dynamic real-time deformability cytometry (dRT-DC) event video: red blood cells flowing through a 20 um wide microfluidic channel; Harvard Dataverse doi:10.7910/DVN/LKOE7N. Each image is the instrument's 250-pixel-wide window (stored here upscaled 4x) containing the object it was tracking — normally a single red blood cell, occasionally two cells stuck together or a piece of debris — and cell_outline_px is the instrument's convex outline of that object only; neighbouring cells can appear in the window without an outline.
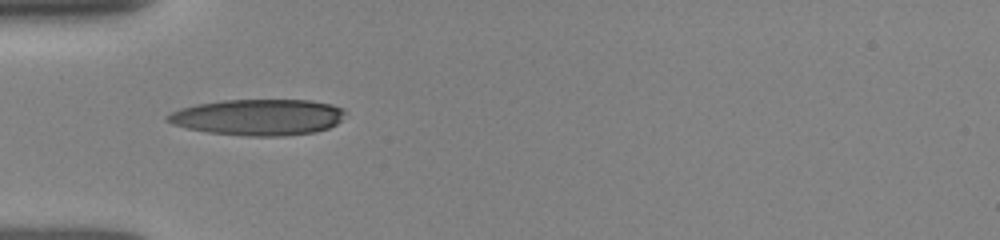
{"species": "human", "species_latin": "Homo sapiens", "temperature_condition": "room temperature", "stored_images_in_passage": 35, "camera_frame_rate_fps": 3000, "um_per_image_px": 0.085, "donor": {"sex": "female"}, "frame": {"image": 1, "passage_image": 1, "time_ms": 0.0, "image_size_px": [1000, 240], "cell_outline_px": [[348, 112], [336, 124], [328, 128], [316, 132], [284, 136], [244, 136], [208, 132], [188, 128], [172, 124], [164, 120], [164, 116], [180, 108], [196, 104], [220, 100], [312, 100], [332, 104], [344, 108]], "centroid_in_image_um": [21.96, 9.96], "position_along_channel_um": 63.0, "area_um2": 37.86}}
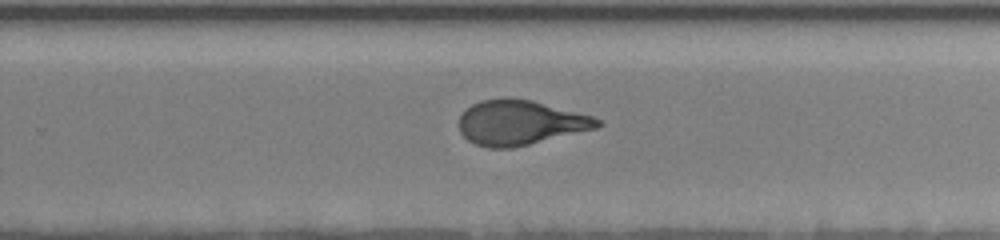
{"frame": {"image": 2, "passage_image": 18, "time_ms": 5.667, "image_size_px": [1000, 240], "cell_outline_px": [[604, 124], [596, 128], [512, 148], [488, 148], [476, 144], [468, 140], [460, 132], [460, 116], [472, 104], [480, 100], [532, 100], [592, 116], [600, 120]], "centroid_in_image_um": [44.22, 10.45], "position_along_channel_um": 285.6, "area_um2": 35.26}}
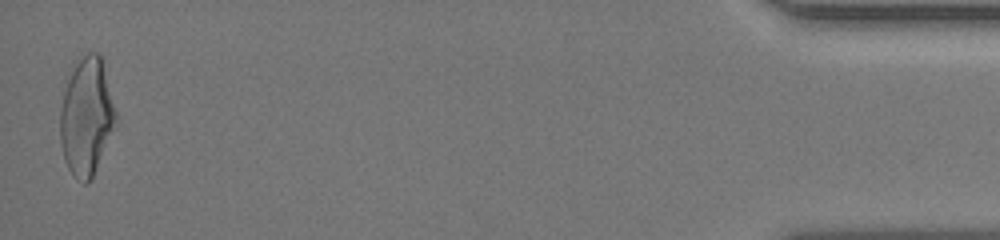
{"frame": {"image": 3, "passage_image": 35, "time_ms": 11.333, "image_size_px": [1000, 240], "cell_outline_px": [[116, 128], [92, 176], [84, 184], [76, 180], [72, 176], [64, 160], [60, 144], [60, 108], [64, 92], [68, 80], [76, 64], [88, 52], [96, 52], [100, 56], [116, 112]], "centroid_in_image_um": [7.34, 9.99], "position_along_channel_um": 427.9, "area_um2": 37.69}, "authors_computed_cell_mechanics": {"area_um2": 36.703, "velocity_mm_per_s": 3.9725, "shape_relaxation_time_tau1_ms": 5.1213, "shape_relaxation_time_tau2_ms": 1.033, "deformation_change_tau1": 0.2092, "deformation_change_tau2": 0.0897}}